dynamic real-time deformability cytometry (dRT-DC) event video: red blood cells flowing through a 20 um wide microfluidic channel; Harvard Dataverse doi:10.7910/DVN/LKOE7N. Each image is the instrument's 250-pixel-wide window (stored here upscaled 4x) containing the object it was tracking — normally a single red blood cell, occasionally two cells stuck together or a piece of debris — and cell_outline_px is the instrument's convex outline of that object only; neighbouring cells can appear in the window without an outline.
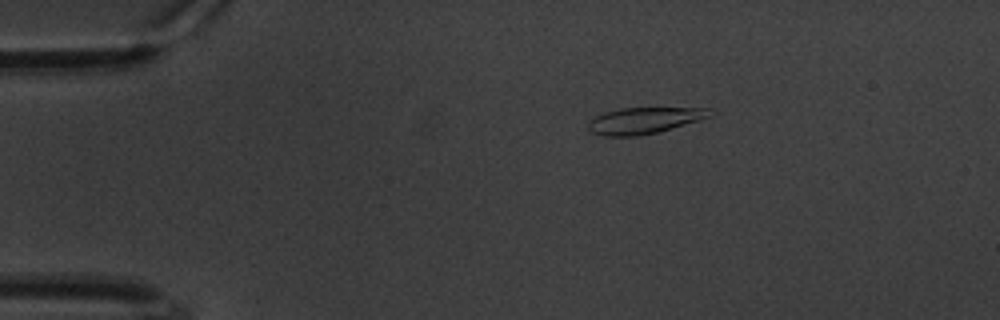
{"species": "common noctule bat (a hibernating species)", "species_latin": "Nyctalus noctula", "temperature_condition": "warm", "stored_images_in_passage": 18, "camera_frame_rate_fps": 3000, "um_per_image_px": 0.085, "animal": {"sex": "male", "body_mass_g": 20.1, "forearm_length_mm": 53.5}, "frame": {"image": 1, "passage_image": 11, "time_ms": 3.333, "image_size_px": [1000, 320], "cell_outline_px": [[712, 116], [700, 120], [656, 132], [636, 136], [604, 136], [588, 132], [588, 120], [604, 112], [620, 108], [712, 108]], "centroid_in_image_um": [54.72, 10.24], "position_along_channel_um": 30.3, "area_um2": 18.67}}